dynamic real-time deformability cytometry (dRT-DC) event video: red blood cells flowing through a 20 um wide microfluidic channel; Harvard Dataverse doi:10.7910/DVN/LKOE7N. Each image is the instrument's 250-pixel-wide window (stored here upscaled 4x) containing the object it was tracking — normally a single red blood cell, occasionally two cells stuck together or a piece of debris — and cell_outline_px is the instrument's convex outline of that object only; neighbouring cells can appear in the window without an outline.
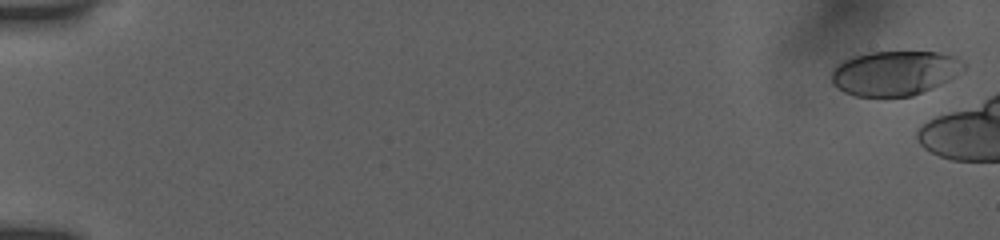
{"species": "human", "species_latin": "Homo sapiens", "temperature_condition": "room temperature", "stored_images_in_passage": 15, "camera_frame_rate_fps": 3000, "um_per_image_px": 0.085, "donor": {"sex": "female"}, "frame": {"image": 1, "passage_image": 1, "time_ms": 0.0, "image_size_px": [1000, 240], "cell_outline_px": [[964, 68], [956, 76], [932, 88], [912, 96], [856, 96], [844, 92], [836, 88], [832, 84], [832, 72], [836, 64], [840, 60], [852, 56], [868, 52], [936, 52], [956, 56], [964, 64]], "centroid_in_image_um": [76.01, 6.2], "position_along_channel_um": 9.0, "area_um2": 34.51}}